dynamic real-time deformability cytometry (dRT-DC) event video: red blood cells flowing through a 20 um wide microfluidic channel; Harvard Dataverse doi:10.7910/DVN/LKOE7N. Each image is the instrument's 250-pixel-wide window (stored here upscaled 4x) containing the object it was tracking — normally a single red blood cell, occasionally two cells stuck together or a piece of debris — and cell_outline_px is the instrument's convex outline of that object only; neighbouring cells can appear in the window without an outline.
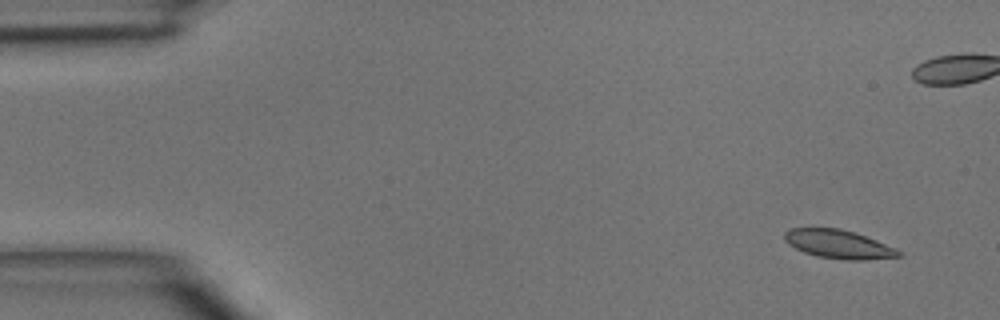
{"species": "common noctule bat (a hibernating species)", "species_latin": "Nyctalus noctula", "temperature_condition": "room temperature", "stored_images_in_passage": 5, "camera_frame_rate_fps": 3000, "um_per_image_px": 0.085, "animal": {"sex": "male", "body_mass_g": 15.6}, "frame": {"image": 1, "passage_image": 1, "time_ms": 0.0, "image_size_px": [1000, 320], "cell_outline_px": [[904, 256], [864, 260], [844, 260], [816, 256], [804, 252], [788, 244], [784, 240], [784, 232], [788, 228], [840, 228], [856, 232], [896, 248], [904, 252]], "centroid_in_image_um": [71.3, 20.76], "position_along_channel_um": 13.7, "area_um2": 19.31}}
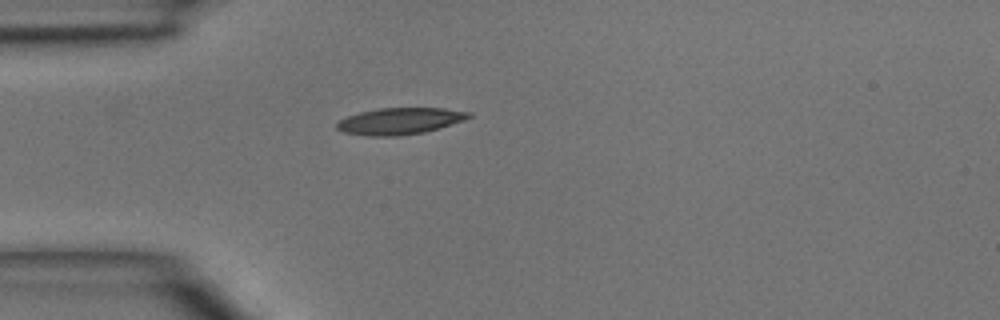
{"frame": {"image": 2, "passage_image": 5, "time_ms": 4.667, "image_size_px": [1000, 320], "cell_outline_px": [[472, 116], [464, 120], [440, 128], [424, 132], [400, 136], [368, 136], [344, 132], [336, 128], [336, 124], [340, 120], [348, 116], [360, 112], [380, 108], [444, 108], [472, 112]], "centroid_in_image_um": [34.02, 10.29], "position_along_channel_um": 51.0, "area_um2": 20.46}}